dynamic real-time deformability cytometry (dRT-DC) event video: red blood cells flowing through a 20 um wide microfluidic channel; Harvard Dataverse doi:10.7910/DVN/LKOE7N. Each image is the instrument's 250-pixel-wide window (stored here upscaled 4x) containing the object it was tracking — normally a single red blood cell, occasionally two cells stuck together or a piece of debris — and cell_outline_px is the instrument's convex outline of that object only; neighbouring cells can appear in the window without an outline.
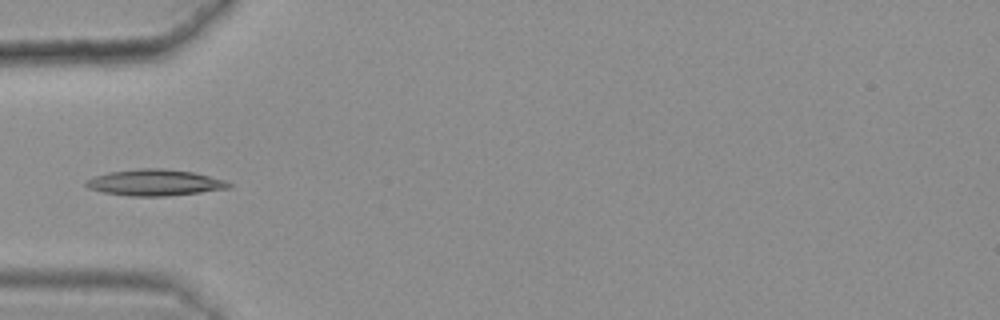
{"species": "common noctule bat (a hibernating species)", "species_latin": "Nyctalus noctula", "temperature_condition": "warm", "stored_images_in_passage": 30, "camera_frame_rate_fps": 3000, "um_per_image_px": 0.085, "animal": {"sex": "female", "body_mass_g": 25.1}, "frame": {"image": 1, "passage_image": 1, "time_ms": 0.0, "image_size_px": [1000, 320], "cell_outline_px": [[232, 188], [168, 196], [128, 196], [104, 192], [88, 188], [84, 184], [84, 180], [92, 176], [108, 172], [140, 168], [160, 168], [196, 172], [224, 180], [232, 184]], "centroid_in_image_um": [13.14, 15.51], "position_along_channel_um": 71.9, "area_um2": 22.08}}
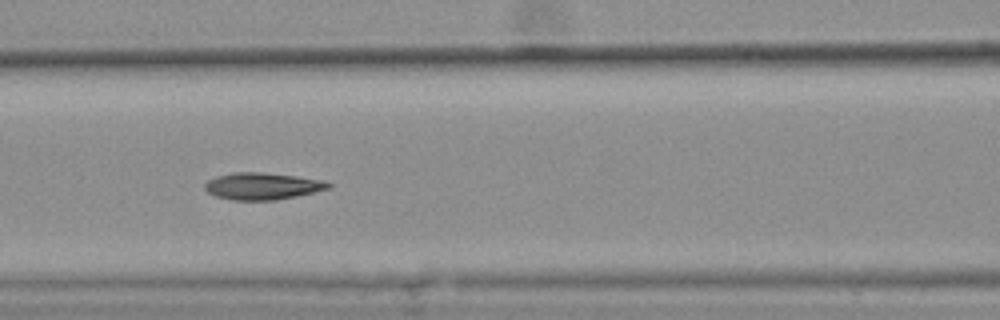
{"frame": {"image": 2, "passage_image": 7, "time_ms": 2.0, "image_size_px": [1000, 320], "cell_outline_px": [[332, 188], [296, 196], [276, 200], [232, 200], [216, 196], [208, 192], [204, 188], [204, 184], [208, 180], [216, 176], [232, 172], [264, 172], [296, 176], [320, 180], [332, 184]], "centroid_in_image_um": [22.28, 15.82], "position_along_channel_um": 144.3, "area_um2": 19.42}}
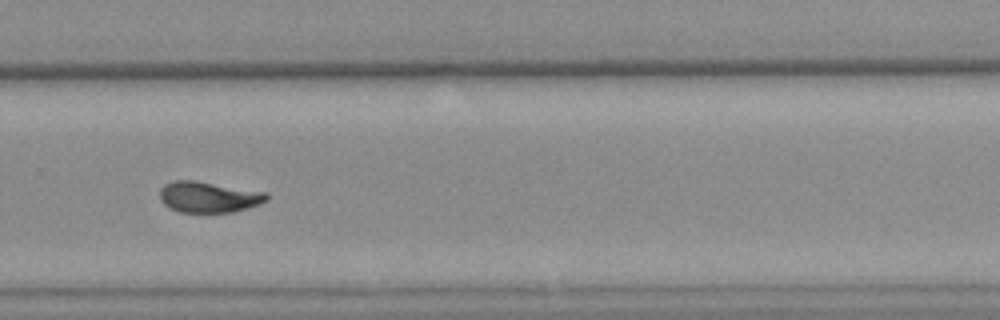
{"frame": {"image": 3, "passage_image": 21, "time_ms": 6.667, "image_size_px": [1000, 320], "cell_outline_px": [[268, 200], [260, 204], [248, 208], [232, 212], [180, 212], [168, 208], [160, 200], [160, 188], [164, 184], [172, 180], [196, 180], [268, 192]], "centroid_in_image_um": [17.73, 16.73], "position_along_channel_um": 312.1, "area_um2": 19.59}}